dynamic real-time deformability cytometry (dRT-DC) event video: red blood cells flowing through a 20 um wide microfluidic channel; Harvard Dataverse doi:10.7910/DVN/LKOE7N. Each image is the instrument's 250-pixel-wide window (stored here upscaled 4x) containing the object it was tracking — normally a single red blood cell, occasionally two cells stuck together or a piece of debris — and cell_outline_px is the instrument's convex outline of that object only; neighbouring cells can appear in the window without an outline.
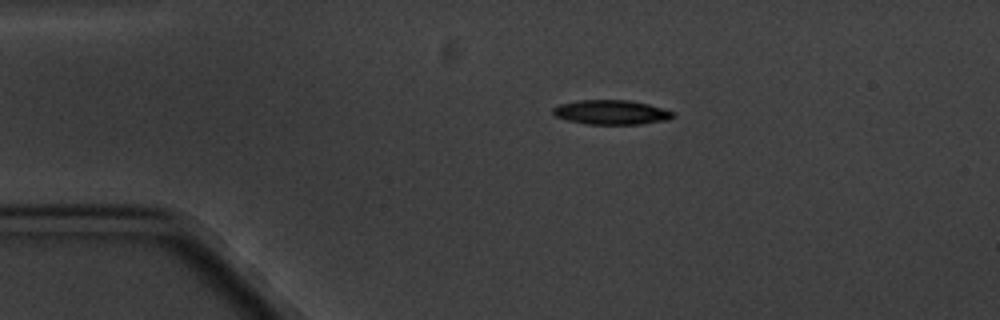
{"species": "common noctule bat (a hibernating species)", "species_latin": "Nyctalus noctula", "temperature_condition": "cold", "stored_images_in_passage": 2, "camera_frame_rate_fps": 3000, "um_per_image_px": 0.085, "animal": {"sex": "male", "body_mass_g": 20.1, "forearm_length_mm": 53.5}, "frame": {"image": 1, "passage_image": 1, "time_ms": 0.0, "image_size_px": [1000, 320], "cell_outline_px": [[676, 116], [668, 120], [640, 124], [584, 124], [568, 120], [556, 116], [552, 112], [552, 108], [560, 104], [580, 100], [628, 100], [648, 104], [664, 108], [676, 112]], "centroid_in_image_um": [52.01, 9.54], "position_along_channel_um": 33.0, "area_um2": 17.22}}